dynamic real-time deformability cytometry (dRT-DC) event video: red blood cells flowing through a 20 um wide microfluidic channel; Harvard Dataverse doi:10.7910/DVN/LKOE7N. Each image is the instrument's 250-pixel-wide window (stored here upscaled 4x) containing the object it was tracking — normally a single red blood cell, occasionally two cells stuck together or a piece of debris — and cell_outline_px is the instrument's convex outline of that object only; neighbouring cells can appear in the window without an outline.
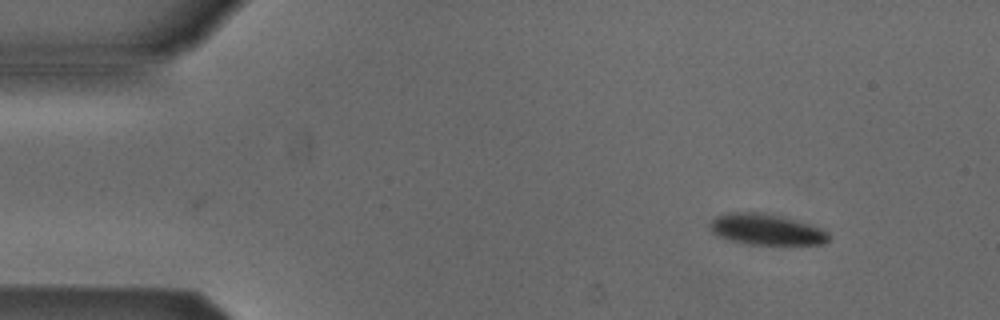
{"species": "Egyptian fruit bat (a non-hibernating species)", "species_latin": "Rousettus aegyptiacus", "temperature_condition": "cold", "stored_images_in_passage": 3, "camera_frame_rate_fps": 3000, "um_per_image_px": 0.085, "animal": {"sex": "male"}, "frame": {"image": 1, "passage_image": 3, "time_ms": 2.667, "image_size_px": [1000, 320], "cell_outline_px": [[828, 240], [824, 244], [776, 248], [748, 244], [728, 240], [712, 232], [708, 224], [716, 216], [728, 212], [756, 212], [776, 216], [808, 224], [820, 228], [828, 232]], "centroid_in_image_um": [65.15, 19.58], "position_along_channel_um": 19.9, "area_um2": 22.08}}